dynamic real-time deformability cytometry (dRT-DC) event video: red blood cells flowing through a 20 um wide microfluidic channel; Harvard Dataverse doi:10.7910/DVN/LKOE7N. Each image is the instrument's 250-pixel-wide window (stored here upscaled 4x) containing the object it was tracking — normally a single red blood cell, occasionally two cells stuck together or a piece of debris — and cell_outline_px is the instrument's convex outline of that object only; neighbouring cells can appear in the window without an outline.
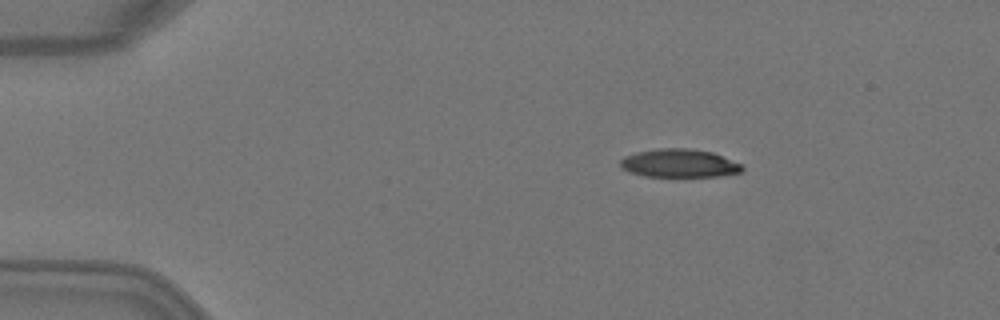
{"species": "Egyptian fruit bat (a non-hibernating species)", "species_latin": "Rousettus aegyptiacus", "temperature_condition": "warm", "stored_images_in_passage": 6, "camera_frame_rate_fps": 3000, "um_per_image_px": 0.085, "animal": {"sex": "female"}, "frame": {"image": 1, "passage_image": 3, "time_ms": 0.667, "image_size_px": [1000, 320], "cell_outline_px": [[744, 168], [740, 172], [716, 176], [644, 176], [632, 172], [624, 168], [620, 164], [620, 160], [624, 156], [636, 152], [656, 148], [688, 148], [712, 152], [740, 164]], "centroid_in_image_um": [57.71, 13.86], "position_along_channel_um": 27.3, "area_um2": 19.77}}
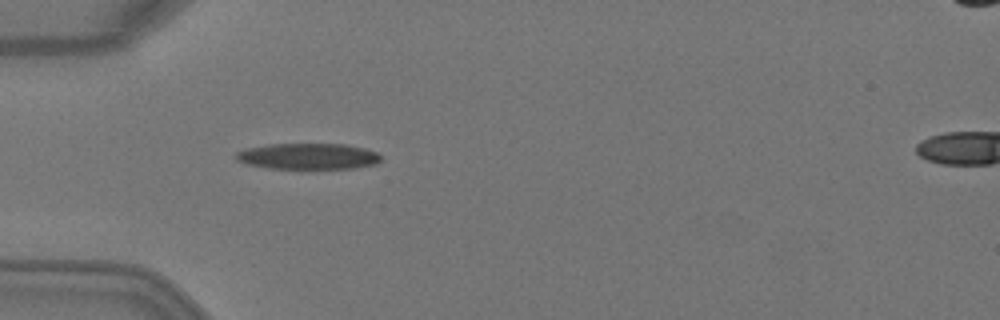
{"frame": {"image": 2, "passage_image": 5, "time_ms": 1.333, "image_size_px": [1000, 320], "cell_outline_px": [[380, 160], [376, 164], [356, 168], [268, 168], [248, 164], [236, 160], [236, 152], [248, 148], [268, 144], [344, 144], [364, 148], [376, 152], [380, 156]], "centroid_in_image_um": [26.19, 13.28], "position_along_channel_um": 58.8, "area_um2": 21.79}}